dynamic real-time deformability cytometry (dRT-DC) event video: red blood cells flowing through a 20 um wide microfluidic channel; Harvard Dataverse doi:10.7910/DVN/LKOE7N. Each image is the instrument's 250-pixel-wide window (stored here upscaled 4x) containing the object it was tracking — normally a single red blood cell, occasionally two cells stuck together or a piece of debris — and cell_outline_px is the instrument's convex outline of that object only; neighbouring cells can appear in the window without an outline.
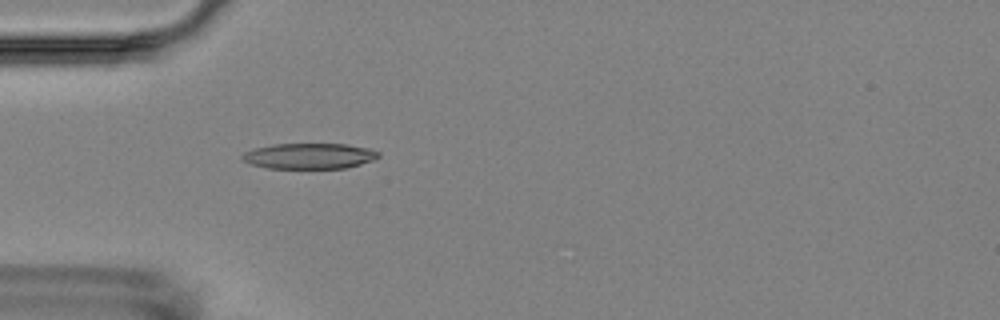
{"species": "Egyptian fruit bat (a non-hibernating species)", "species_latin": "Rousettus aegyptiacus", "temperature_condition": "room temperature", "stored_images_in_passage": 3, "camera_frame_rate_fps": 3000, "um_per_image_px": 0.085, "animal": {"sex": "female"}, "frame": {"image": 1, "passage_image": 3, "time_ms": 2.333, "image_size_px": [1000, 320], "cell_outline_px": [[380, 156], [372, 160], [360, 164], [344, 168], [268, 168], [248, 164], [240, 160], [240, 156], [244, 152], [252, 148], [272, 144], [348, 144], [368, 148], [380, 152]], "centroid_in_image_um": [26.22, 13.25], "position_along_channel_um": 58.8, "area_um2": 20.58}}